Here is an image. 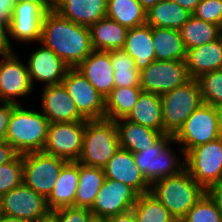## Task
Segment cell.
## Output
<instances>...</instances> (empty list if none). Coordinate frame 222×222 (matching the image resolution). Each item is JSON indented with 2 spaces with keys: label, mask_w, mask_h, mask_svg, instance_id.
Here are the masks:
<instances>
[{
  "label": "cell",
  "mask_w": 222,
  "mask_h": 222,
  "mask_svg": "<svg viewBox=\"0 0 222 222\" xmlns=\"http://www.w3.org/2000/svg\"><path fill=\"white\" fill-rule=\"evenodd\" d=\"M2 214L31 222L47 215L50 210L46 198L27 187L23 182L0 197Z\"/></svg>",
  "instance_id": "14"
},
{
  "label": "cell",
  "mask_w": 222,
  "mask_h": 222,
  "mask_svg": "<svg viewBox=\"0 0 222 222\" xmlns=\"http://www.w3.org/2000/svg\"><path fill=\"white\" fill-rule=\"evenodd\" d=\"M85 121L50 123L42 152L66 161H78L83 148Z\"/></svg>",
  "instance_id": "11"
},
{
  "label": "cell",
  "mask_w": 222,
  "mask_h": 222,
  "mask_svg": "<svg viewBox=\"0 0 222 222\" xmlns=\"http://www.w3.org/2000/svg\"><path fill=\"white\" fill-rule=\"evenodd\" d=\"M185 169L205 190L222 181V136L189 150Z\"/></svg>",
  "instance_id": "8"
},
{
  "label": "cell",
  "mask_w": 222,
  "mask_h": 222,
  "mask_svg": "<svg viewBox=\"0 0 222 222\" xmlns=\"http://www.w3.org/2000/svg\"><path fill=\"white\" fill-rule=\"evenodd\" d=\"M2 207H1V199H0V218L2 217Z\"/></svg>",
  "instance_id": "55"
},
{
  "label": "cell",
  "mask_w": 222,
  "mask_h": 222,
  "mask_svg": "<svg viewBox=\"0 0 222 222\" xmlns=\"http://www.w3.org/2000/svg\"><path fill=\"white\" fill-rule=\"evenodd\" d=\"M120 147L115 121L93 119L85 121L83 148L78 162L103 168Z\"/></svg>",
  "instance_id": "4"
},
{
  "label": "cell",
  "mask_w": 222,
  "mask_h": 222,
  "mask_svg": "<svg viewBox=\"0 0 222 222\" xmlns=\"http://www.w3.org/2000/svg\"><path fill=\"white\" fill-rule=\"evenodd\" d=\"M92 47L96 51L122 49L128 28L107 17L89 26Z\"/></svg>",
  "instance_id": "26"
},
{
  "label": "cell",
  "mask_w": 222,
  "mask_h": 222,
  "mask_svg": "<svg viewBox=\"0 0 222 222\" xmlns=\"http://www.w3.org/2000/svg\"><path fill=\"white\" fill-rule=\"evenodd\" d=\"M16 105L15 103L5 102L0 104V142L6 141L7 127Z\"/></svg>",
  "instance_id": "41"
},
{
  "label": "cell",
  "mask_w": 222,
  "mask_h": 222,
  "mask_svg": "<svg viewBox=\"0 0 222 222\" xmlns=\"http://www.w3.org/2000/svg\"><path fill=\"white\" fill-rule=\"evenodd\" d=\"M164 134L175 135L186 119L203 104L197 79L161 96Z\"/></svg>",
  "instance_id": "7"
},
{
  "label": "cell",
  "mask_w": 222,
  "mask_h": 222,
  "mask_svg": "<svg viewBox=\"0 0 222 222\" xmlns=\"http://www.w3.org/2000/svg\"><path fill=\"white\" fill-rule=\"evenodd\" d=\"M105 178L117 180L132 187L139 195L150 192V184L140 172L132 152L118 148L103 167Z\"/></svg>",
  "instance_id": "19"
},
{
  "label": "cell",
  "mask_w": 222,
  "mask_h": 222,
  "mask_svg": "<svg viewBox=\"0 0 222 222\" xmlns=\"http://www.w3.org/2000/svg\"><path fill=\"white\" fill-rule=\"evenodd\" d=\"M0 222H31V221L21 219L18 217H11V216L2 215V217L0 218Z\"/></svg>",
  "instance_id": "51"
},
{
  "label": "cell",
  "mask_w": 222,
  "mask_h": 222,
  "mask_svg": "<svg viewBox=\"0 0 222 222\" xmlns=\"http://www.w3.org/2000/svg\"><path fill=\"white\" fill-rule=\"evenodd\" d=\"M58 222H90L94 216L90 209L81 207H63L52 211Z\"/></svg>",
  "instance_id": "40"
},
{
  "label": "cell",
  "mask_w": 222,
  "mask_h": 222,
  "mask_svg": "<svg viewBox=\"0 0 222 222\" xmlns=\"http://www.w3.org/2000/svg\"><path fill=\"white\" fill-rule=\"evenodd\" d=\"M142 92L141 87H114L105 98V118L113 121L126 118Z\"/></svg>",
  "instance_id": "31"
},
{
  "label": "cell",
  "mask_w": 222,
  "mask_h": 222,
  "mask_svg": "<svg viewBox=\"0 0 222 222\" xmlns=\"http://www.w3.org/2000/svg\"><path fill=\"white\" fill-rule=\"evenodd\" d=\"M115 87H140V70L134 60L123 50H111Z\"/></svg>",
  "instance_id": "34"
},
{
  "label": "cell",
  "mask_w": 222,
  "mask_h": 222,
  "mask_svg": "<svg viewBox=\"0 0 222 222\" xmlns=\"http://www.w3.org/2000/svg\"><path fill=\"white\" fill-rule=\"evenodd\" d=\"M140 87L143 92L159 96L190 81L186 62L180 60H154L140 71Z\"/></svg>",
  "instance_id": "10"
},
{
  "label": "cell",
  "mask_w": 222,
  "mask_h": 222,
  "mask_svg": "<svg viewBox=\"0 0 222 222\" xmlns=\"http://www.w3.org/2000/svg\"><path fill=\"white\" fill-rule=\"evenodd\" d=\"M115 124L120 148L132 153L143 151L162 136L159 131L131 122L126 118L116 120Z\"/></svg>",
  "instance_id": "25"
},
{
  "label": "cell",
  "mask_w": 222,
  "mask_h": 222,
  "mask_svg": "<svg viewBox=\"0 0 222 222\" xmlns=\"http://www.w3.org/2000/svg\"><path fill=\"white\" fill-rule=\"evenodd\" d=\"M105 222H136L132 210L104 219Z\"/></svg>",
  "instance_id": "47"
},
{
  "label": "cell",
  "mask_w": 222,
  "mask_h": 222,
  "mask_svg": "<svg viewBox=\"0 0 222 222\" xmlns=\"http://www.w3.org/2000/svg\"><path fill=\"white\" fill-rule=\"evenodd\" d=\"M162 0H138L141 4V7L147 12L152 7H154L157 3L161 2Z\"/></svg>",
  "instance_id": "49"
},
{
  "label": "cell",
  "mask_w": 222,
  "mask_h": 222,
  "mask_svg": "<svg viewBox=\"0 0 222 222\" xmlns=\"http://www.w3.org/2000/svg\"><path fill=\"white\" fill-rule=\"evenodd\" d=\"M41 112L50 123L86 121L62 84L44 86Z\"/></svg>",
  "instance_id": "18"
},
{
  "label": "cell",
  "mask_w": 222,
  "mask_h": 222,
  "mask_svg": "<svg viewBox=\"0 0 222 222\" xmlns=\"http://www.w3.org/2000/svg\"><path fill=\"white\" fill-rule=\"evenodd\" d=\"M17 104L7 127L6 141L19 153L42 151L50 122L40 111Z\"/></svg>",
  "instance_id": "3"
},
{
  "label": "cell",
  "mask_w": 222,
  "mask_h": 222,
  "mask_svg": "<svg viewBox=\"0 0 222 222\" xmlns=\"http://www.w3.org/2000/svg\"><path fill=\"white\" fill-rule=\"evenodd\" d=\"M61 84L86 120L105 118V99L76 68L68 70Z\"/></svg>",
  "instance_id": "12"
},
{
  "label": "cell",
  "mask_w": 222,
  "mask_h": 222,
  "mask_svg": "<svg viewBox=\"0 0 222 222\" xmlns=\"http://www.w3.org/2000/svg\"><path fill=\"white\" fill-rule=\"evenodd\" d=\"M127 120L164 134L161 96L142 92Z\"/></svg>",
  "instance_id": "27"
},
{
  "label": "cell",
  "mask_w": 222,
  "mask_h": 222,
  "mask_svg": "<svg viewBox=\"0 0 222 222\" xmlns=\"http://www.w3.org/2000/svg\"><path fill=\"white\" fill-rule=\"evenodd\" d=\"M171 143H176L173 135L163 134L151 146L133 153L140 172L150 185L159 179L177 175L185 169V163H180L182 159L176 156Z\"/></svg>",
  "instance_id": "5"
},
{
  "label": "cell",
  "mask_w": 222,
  "mask_h": 222,
  "mask_svg": "<svg viewBox=\"0 0 222 222\" xmlns=\"http://www.w3.org/2000/svg\"><path fill=\"white\" fill-rule=\"evenodd\" d=\"M218 110H219V114H220V126H221V130H222V107H219Z\"/></svg>",
  "instance_id": "52"
},
{
  "label": "cell",
  "mask_w": 222,
  "mask_h": 222,
  "mask_svg": "<svg viewBox=\"0 0 222 222\" xmlns=\"http://www.w3.org/2000/svg\"><path fill=\"white\" fill-rule=\"evenodd\" d=\"M221 136L218 108L203 103L186 119L173 139L179 146L182 145L179 150L185 156L189 150L214 141Z\"/></svg>",
  "instance_id": "6"
},
{
  "label": "cell",
  "mask_w": 222,
  "mask_h": 222,
  "mask_svg": "<svg viewBox=\"0 0 222 222\" xmlns=\"http://www.w3.org/2000/svg\"><path fill=\"white\" fill-rule=\"evenodd\" d=\"M67 162L42 151L24 153L23 183L47 199Z\"/></svg>",
  "instance_id": "9"
},
{
  "label": "cell",
  "mask_w": 222,
  "mask_h": 222,
  "mask_svg": "<svg viewBox=\"0 0 222 222\" xmlns=\"http://www.w3.org/2000/svg\"><path fill=\"white\" fill-rule=\"evenodd\" d=\"M131 210L136 222H174L176 220L150 192L139 195Z\"/></svg>",
  "instance_id": "35"
},
{
  "label": "cell",
  "mask_w": 222,
  "mask_h": 222,
  "mask_svg": "<svg viewBox=\"0 0 222 222\" xmlns=\"http://www.w3.org/2000/svg\"><path fill=\"white\" fill-rule=\"evenodd\" d=\"M79 182V162L68 161L62 168L54 188L46 199L50 211L75 206V195Z\"/></svg>",
  "instance_id": "23"
},
{
  "label": "cell",
  "mask_w": 222,
  "mask_h": 222,
  "mask_svg": "<svg viewBox=\"0 0 222 222\" xmlns=\"http://www.w3.org/2000/svg\"><path fill=\"white\" fill-rule=\"evenodd\" d=\"M14 5L13 0H0V24L8 28Z\"/></svg>",
  "instance_id": "42"
},
{
  "label": "cell",
  "mask_w": 222,
  "mask_h": 222,
  "mask_svg": "<svg viewBox=\"0 0 222 222\" xmlns=\"http://www.w3.org/2000/svg\"><path fill=\"white\" fill-rule=\"evenodd\" d=\"M76 69L104 99L115 87L111 55L108 51L93 50Z\"/></svg>",
  "instance_id": "20"
},
{
  "label": "cell",
  "mask_w": 222,
  "mask_h": 222,
  "mask_svg": "<svg viewBox=\"0 0 222 222\" xmlns=\"http://www.w3.org/2000/svg\"><path fill=\"white\" fill-rule=\"evenodd\" d=\"M146 14L138 0H107L106 17L128 29L145 24Z\"/></svg>",
  "instance_id": "33"
},
{
  "label": "cell",
  "mask_w": 222,
  "mask_h": 222,
  "mask_svg": "<svg viewBox=\"0 0 222 222\" xmlns=\"http://www.w3.org/2000/svg\"><path fill=\"white\" fill-rule=\"evenodd\" d=\"M14 4L30 2L39 5L45 12L55 10V0H13Z\"/></svg>",
  "instance_id": "46"
},
{
  "label": "cell",
  "mask_w": 222,
  "mask_h": 222,
  "mask_svg": "<svg viewBox=\"0 0 222 222\" xmlns=\"http://www.w3.org/2000/svg\"><path fill=\"white\" fill-rule=\"evenodd\" d=\"M192 15L219 26L222 19V0H201Z\"/></svg>",
  "instance_id": "39"
},
{
  "label": "cell",
  "mask_w": 222,
  "mask_h": 222,
  "mask_svg": "<svg viewBox=\"0 0 222 222\" xmlns=\"http://www.w3.org/2000/svg\"><path fill=\"white\" fill-rule=\"evenodd\" d=\"M45 14L46 12L37 4H15L8 28L9 37L23 43L40 42Z\"/></svg>",
  "instance_id": "16"
},
{
  "label": "cell",
  "mask_w": 222,
  "mask_h": 222,
  "mask_svg": "<svg viewBox=\"0 0 222 222\" xmlns=\"http://www.w3.org/2000/svg\"><path fill=\"white\" fill-rule=\"evenodd\" d=\"M138 196L129 185L105 178L90 210L94 218L106 219L130 211Z\"/></svg>",
  "instance_id": "13"
},
{
  "label": "cell",
  "mask_w": 222,
  "mask_h": 222,
  "mask_svg": "<svg viewBox=\"0 0 222 222\" xmlns=\"http://www.w3.org/2000/svg\"><path fill=\"white\" fill-rule=\"evenodd\" d=\"M36 222H58L57 216L50 211L44 217L39 218Z\"/></svg>",
  "instance_id": "50"
},
{
  "label": "cell",
  "mask_w": 222,
  "mask_h": 222,
  "mask_svg": "<svg viewBox=\"0 0 222 222\" xmlns=\"http://www.w3.org/2000/svg\"><path fill=\"white\" fill-rule=\"evenodd\" d=\"M19 153L7 142H0V165L12 161Z\"/></svg>",
  "instance_id": "44"
},
{
  "label": "cell",
  "mask_w": 222,
  "mask_h": 222,
  "mask_svg": "<svg viewBox=\"0 0 222 222\" xmlns=\"http://www.w3.org/2000/svg\"><path fill=\"white\" fill-rule=\"evenodd\" d=\"M219 29H220V32H221V35H222V19H221V22H220V25H219Z\"/></svg>",
  "instance_id": "54"
},
{
  "label": "cell",
  "mask_w": 222,
  "mask_h": 222,
  "mask_svg": "<svg viewBox=\"0 0 222 222\" xmlns=\"http://www.w3.org/2000/svg\"><path fill=\"white\" fill-rule=\"evenodd\" d=\"M180 222H222L215 202L205 193Z\"/></svg>",
  "instance_id": "37"
},
{
  "label": "cell",
  "mask_w": 222,
  "mask_h": 222,
  "mask_svg": "<svg viewBox=\"0 0 222 222\" xmlns=\"http://www.w3.org/2000/svg\"><path fill=\"white\" fill-rule=\"evenodd\" d=\"M185 62L192 79L222 69V36L215 41L187 50Z\"/></svg>",
  "instance_id": "24"
},
{
  "label": "cell",
  "mask_w": 222,
  "mask_h": 222,
  "mask_svg": "<svg viewBox=\"0 0 222 222\" xmlns=\"http://www.w3.org/2000/svg\"><path fill=\"white\" fill-rule=\"evenodd\" d=\"M204 104L222 107V69L205 73L197 78Z\"/></svg>",
  "instance_id": "36"
},
{
  "label": "cell",
  "mask_w": 222,
  "mask_h": 222,
  "mask_svg": "<svg viewBox=\"0 0 222 222\" xmlns=\"http://www.w3.org/2000/svg\"><path fill=\"white\" fill-rule=\"evenodd\" d=\"M133 60L136 68L142 70L155 60V45L152 27L147 23L129 28L122 48Z\"/></svg>",
  "instance_id": "22"
},
{
  "label": "cell",
  "mask_w": 222,
  "mask_h": 222,
  "mask_svg": "<svg viewBox=\"0 0 222 222\" xmlns=\"http://www.w3.org/2000/svg\"><path fill=\"white\" fill-rule=\"evenodd\" d=\"M33 88L27 65L20 61L15 52L3 56L0 60V103L20 104L17 97L31 94Z\"/></svg>",
  "instance_id": "15"
},
{
  "label": "cell",
  "mask_w": 222,
  "mask_h": 222,
  "mask_svg": "<svg viewBox=\"0 0 222 222\" xmlns=\"http://www.w3.org/2000/svg\"><path fill=\"white\" fill-rule=\"evenodd\" d=\"M192 16L173 0H162L147 11L146 23L151 27L179 30Z\"/></svg>",
  "instance_id": "28"
},
{
  "label": "cell",
  "mask_w": 222,
  "mask_h": 222,
  "mask_svg": "<svg viewBox=\"0 0 222 222\" xmlns=\"http://www.w3.org/2000/svg\"><path fill=\"white\" fill-rule=\"evenodd\" d=\"M184 9L193 13L196 9V6L201 2V0H173Z\"/></svg>",
  "instance_id": "48"
},
{
  "label": "cell",
  "mask_w": 222,
  "mask_h": 222,
  "mask_svg": "<svg viewBox=\"0 0 222 222\" xmlns=\"http://www.w3.org/2000/svg\"><path fill=\"white\" fill-rule=\"evenodd\" d=\"M206 193L209 197L215 202L218 210L222 215V181L220 183H216L211 185L207 190Z\"/></svg>",
  "instance_id": "45"
},
{
  "label": "cell",
  "mask_w": 222,
  "mask_h": 222,
  "mask_svg": "<svg viewBox=\"0 0 222 222\" xmlns=\"http://www.w3.org/2000/svg\"><path fill=\"white\" fill-rule=\"evenodd\" d=\"M41 47L29 56L27 69L32 85L34 79L45 83L44 86L59 85L63 81L70 67L51 49Z\"/></svg>",
  "instance_id": "17"
},
{
  "label": "cell",
  "mask_w": 222,
  "mask_h": 222,
  "mask_svg": "<svg viewBox=\"0 0 222 222\" xmlns=\"http://www.w3.org/2000/svg\"><path fill=\"white\" fill-rule=\"evenodd\" d=\"M179 32L187 50L215 41L222 36L218 25L197 19L193 15Z\"/></svg>",
  "instance_id": "32"
},
{
  "label": "cell",
  "mask_w": 222,
  "mask_h": 222,
  "mask_svg": "<svg viewBox=\"0 0 222 222\" xmlns=\"http://www.w3.org/2000/svg\"><path fill=\"white\" fill-rule=\"evenodd\" d=\"M8 27L0 24V56H7L13 53V49L10 43Z\"/></svg>",
  "instance_id": "43"
},
{
  "label": "cell",
  "mask_w": 222,
  "mask_h": 222,
  "mask_svg": "<svg viewBox=\"0 0 222 222\" xmlns=\"http://www.w3.org/2000/svg\"><path fill=\"white\" fill-rule=\"evenodd\" d=\"M104 180L103 168L79 163V182L75 195V207L90 209Z\"/></svg>",
  "instance_id": "30"
},
{
  "label": "cell",
  "mask_w": 222,
  "mask_h": 222,
  "mask_svg": "<svg viewBox=\"0 0 222 222\" xmlns=\"http://www.w3.org/2000/svg\"><path fill=\"white\" fill-rule=\"evenodd\" d=\"M23 182V154L0 165V197Z\"/></svg>",
  "instance_id": "38"
},
{
  "label": "cell",
  "mask_w": 222,
  "mask_h": 222,
  "mask_svg": "<svg viewBox=\"0 0 222 222\" xmlns=\"http://www.w3.org/2000/svg\"><path fill=\"white\" fill-rule=\"evenodd\" d=\"M152 37L155 45V60H186L187 49L179 30L152 27Z\"/></svg>",
  "instance_id": "29"
},
{
  "label": "cell",
  "mask_w": 222,
  "mask_h": 222,
  "mask_svg": "<svg viewBox=\"0 0 222 222\" xmlns=\"http://www.w3.org/2000/svg\"><path fill=\"white\" fill-rule=\"evenodd\" d=\"M70 68H76L94 49L89 27L75 24L57 11L46 12L41 41Z\"/></svg>",
  "instance_id": "1"
},
{
  "label": "cell",
  "mask_w": 222,
  "mask_h": 222,
  "mask_svg": "<svg viewBox=\"0 0 222 222\" xmlns=\"http://www.w3.org/2000/svg\"><path fill=\"white\" fill-rule=\"evenodd\" d=\"M150 193L155 196L178 221L206 193V190L186 169L173 176L159 179L150 185Z\"/></svg>",
  "instance_id": "2"
},
{
  "label": "cell",
  "mask_w": 222,
  "mask_h": 222,
  "mask_svg": "<svg viewBox=\"0 0 222 222\" xmlns=\"http://www.w3.org/2000/svg\"><path fill=\"white\" fill-rule=\"evenodd\" d=\"M55 11L75 24L91 26L107 15V0H55Z\"/></svg>",
  "instance_id": "21"
},
{
  "label": "cell",
  "mask_w": 222,
  "mask_h": 222,
  "mask_svg": "<svg viewBox=\"0 0 222 222\" xmlns=\"http://www.w3.org/2000/svg\"><path fill=\"white\" fill-rule=\"evenodd\" d=\"M90 222H105L104 219L93 218Z\"/></svg>",
  "instance_id": "53"
}]
</instances>
